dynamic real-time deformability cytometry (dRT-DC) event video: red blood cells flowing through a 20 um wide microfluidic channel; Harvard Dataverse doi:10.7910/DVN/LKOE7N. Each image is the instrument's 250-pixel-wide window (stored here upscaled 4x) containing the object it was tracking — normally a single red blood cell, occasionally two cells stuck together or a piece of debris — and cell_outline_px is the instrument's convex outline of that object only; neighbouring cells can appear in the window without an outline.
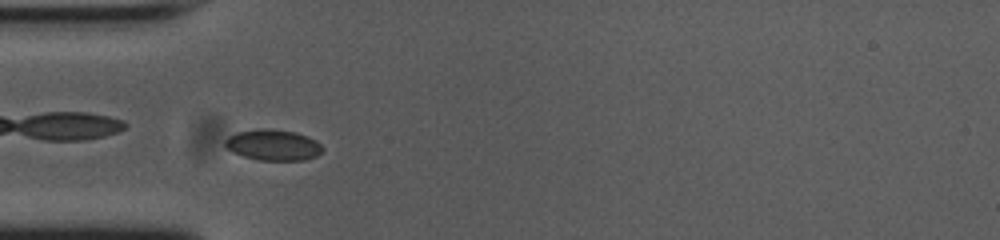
{"species": "common noctule bat (a hibernating species)", "species_latin": "Nyctalus noctula", "temperature_condition": "cold", "stored_images_in_passage": 49, "camera_frame_rate_fps": 3000, "um_per_image_px": 0.085, "animal": {"sex": "female", "body_mass_g": 23.0, "forearm_length_mm": 53.4}, "frame": {"image": 1, "passage_image": 11, "time_ms": 3.333, "image_size_px": [1000, 240], "cell_outline_px": [[324, 148], [316, 156], [304, 160], [260, 160], [244, 156], [232, 152], [224, 144], [224, 140], [228, 136], [236, 132], [260, 128], [268, 128], [296, 132], [308, 136], [316, 140]], "centroid_in_image_um": [23.21, 12.31], "position_along_channel_um": 61.8, "area_um2": 17.63}}
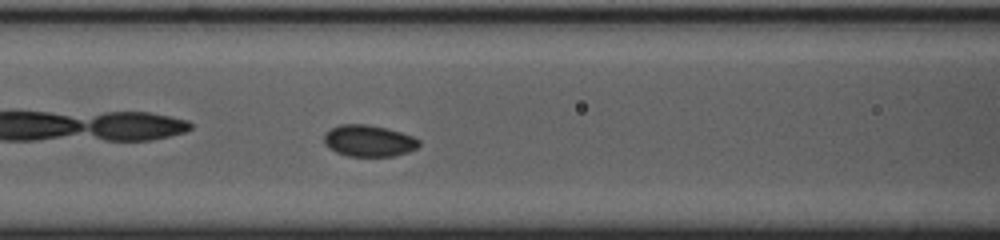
{"frame": {"image": 2, "passage_image": 17, "time_ms": 5.333, "image_size_px": [1000, 240], "cell_outline_px": [[420, 144], [416, 148], [408, 152], [392, 156], [348, 156], [336, 152], [328, 148], [324, 144], [324, 136], [332, 128], [340, 124], [364, 124], [388, 128], [412, 136], [420, 140]], "centroid_in_image_um": [31.34, 11.97], "position_along_channel_um": 135.3, "area_um2": 17.4}}
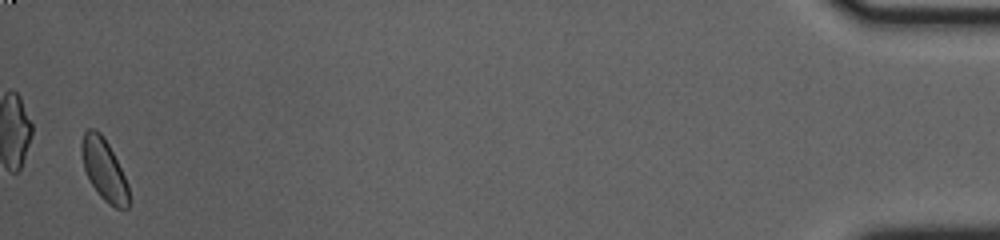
{"frame": {"image": 3, "passage_image": 48, "time_ms": 15.667, "image_size_px": [1000, 240], "cell_outline_px": [[128, 208], [116, 208], [108, 204], [100, 196], [92, 184], [84, 168], [80, 152], [80, 144], [84, 132], [88, 128], [92, 128], [100, 132], [104, 136], [128, 184]], "centroid_in_image_um": [8.81, 14.39], "position_along_channel_um": 426.4, "area_um2": 16.7}, "authors_computed_cell_mechanics": {"area_um2": 17.1088, "velocity_mm_per_s": 3.7176, "shape_relaxation_time_tau1_ms": 2.5526, "shape_relaxation_time_tau2_ms": null, "deformation_change_tau1": 0.0449, "deformation_change_tau2": null}}